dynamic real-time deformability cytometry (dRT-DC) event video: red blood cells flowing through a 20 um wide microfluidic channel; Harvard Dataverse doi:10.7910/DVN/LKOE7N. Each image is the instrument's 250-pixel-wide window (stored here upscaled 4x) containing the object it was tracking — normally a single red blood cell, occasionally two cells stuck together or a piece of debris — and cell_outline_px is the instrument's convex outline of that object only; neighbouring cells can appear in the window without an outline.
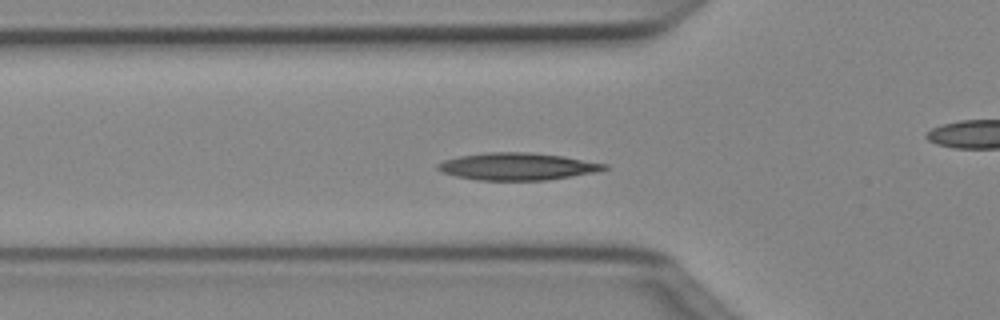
{"species": "Egyptian fruit bat (a non-hibernating species)", "species_latin": "Rousettus aegyptiacus", "temperature_condition": "cold", "stored_images_in_passage": 48, "camera_frame_rate_fps": 3000, "um_per_image_px": 0.085, "animal": {"sex": "female"}, "frame": {"image": 1, "passage_image": 14, "time_ms": 4.333, "image_size_px": [1000, 320], "cell_outline_px": [[608, 168], [600, 172], [544, 180], [476, 180], [456, 176], [440, 172], [436, 168], [436, 164], [444, 160], [460, 156], [484, 152], [528, 152], [564, 156], [608, 164]], "centroid_in_image_um": [43.98, 14.15], "position_along_channel_um": 81.8, "area_um2": 26.65}}
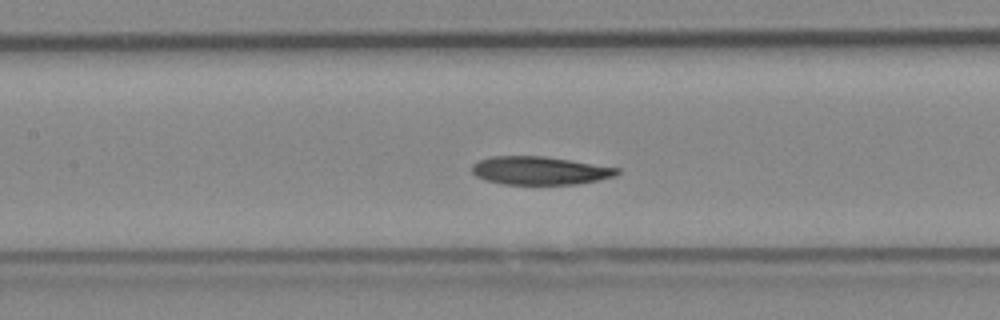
{"frame": {"image": 2, "passage_image": 20, "time_ms": 6.333, "image_size_px": [1000, 320], "cell_outline_px": [[620, 172], [616, 176], [576, 184], [504, 184], [484, 180], [476, 176], [472, 172], [472, 164], [480, 160], [492, 156], [544, 156], [620, 168]], "centroid_in_image_um": [45.87, 14.5], "position_along_channel_um": 161.5, "area_um2": 23.76}}
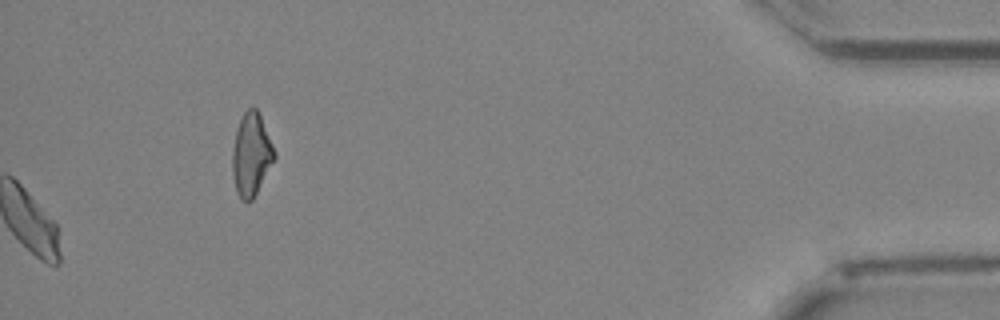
{"frame": {"image": 3, "passage_image": 48, "time_ms": 15.667, "image_size_px": [1000, 320], "cell_outline_px": [[276, 156], [252, 200], [240, 200], [236, 192], [232, 176], [232, 148], [236, 128], [244, 112], [248, 108], [256, 108], [260, 116], [276, 152]], "centroid_in_image_um": [21.33, 13.14], "position_along_channel_um": 413.9, "area_um2": 20.11}, "authors_computed_cell_mechanics": {"area_um2": 24.1604, "velocity_mm_per_s": 3.9939, "shape_relaxation_time_tau1_ms": 9.152, "shape_relaxation_time_tau2_ms": null, "deformation_change_tau1": 0.1838, "deformation_change_tau2": null}}